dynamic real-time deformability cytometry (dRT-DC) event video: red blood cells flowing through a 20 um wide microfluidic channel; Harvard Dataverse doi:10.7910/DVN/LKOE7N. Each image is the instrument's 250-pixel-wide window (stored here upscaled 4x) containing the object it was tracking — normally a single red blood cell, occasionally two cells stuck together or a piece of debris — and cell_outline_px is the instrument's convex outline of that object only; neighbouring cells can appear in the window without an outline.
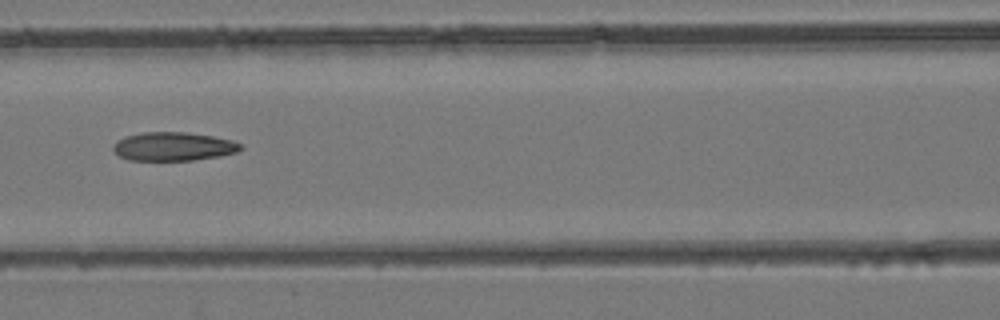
{"species": "common noctule bat (a hibernating species)", "species_latin": "Nyctalus noctula", "temperature_condition": "room temperature", "stored_images_in_passage": 7, "camera_frame_rate_fps": 3000, "um_per_image_px": 0.085, "animal": {"sex": "female", "body_mass_g": 24.6, "forearm_length_mm": 56.2}, "frame": {"image": 1, "passage_image": 7, "time_ms": 6.667, "image_size_px": [1000, 320], "cell_outline_px": [[244, 148], [236, 152], [220, 156], [192, 160], [128, 160], [120, 156], [112, 148], [116, 140], [124, 136], [144, 132], [184, 132], [212, 136], [232, 140], [240, 144]], "centroid_in_image_um": [14.72, 12.45], "position_along_channel_um": 151.9, "area_um2": 21.21}}